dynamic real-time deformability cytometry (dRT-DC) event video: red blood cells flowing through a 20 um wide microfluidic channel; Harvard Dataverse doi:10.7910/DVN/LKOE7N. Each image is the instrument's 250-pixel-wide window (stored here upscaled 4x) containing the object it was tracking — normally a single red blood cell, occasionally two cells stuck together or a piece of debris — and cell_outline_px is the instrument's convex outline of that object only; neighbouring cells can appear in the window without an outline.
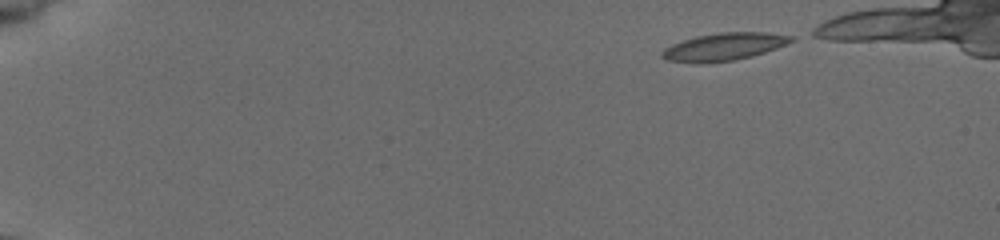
{"species": "common noctule bat (a hibernating species)", "species_latin": "Nyctalus noctula", "temperature_condition": "cold", "stored_images_in_passage": 44, "camera_frame_rate_fps": 3000, "um_per_image_px": 0.085, "animal": {"sex": "female", "body_mass_g": 19.5, "forearm_length_mm": 54.1}, "frame": {"image": 1, "passage_image": 1, "time_ms": 0.0, "image_size_px": [1000, 240], "cell_outline_px": [[796, 40], [776, 48], [752, 56], [732, 60], [704, 64], [696, 64], [668, 60], [660, 56], [660, 52], [664, 48], [672, 44], [696, 36], [720, 32], [764, 32], [796, 36]], "centroid_in_image_um": [61.53, 3.97], "position_along_channel_um": 23.5, "area_um2": 20.92}}
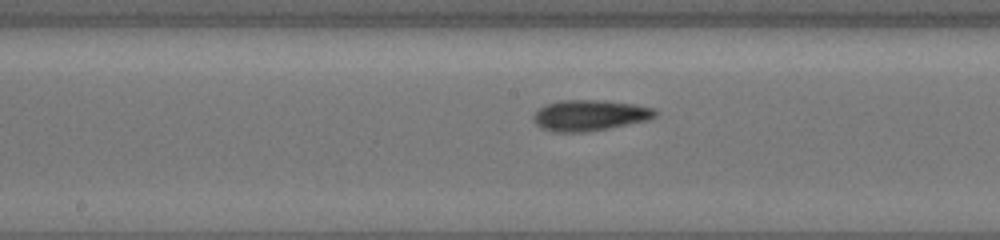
{"frame": {"image": 2, "passage_image": 24, "time_ms": 7.667, "image_size_px": [1000, 240], "cell_outline_px": [[656, 116], [648, 120], [608, 128], [584, 132], [552, 132], [536, 124], [532, 120], [532, 116], [540, 108], [548, 104], [560, 100], [604, 100], [636, 104], [652, 108], [656, 112]], "centroid_in_image_um": [50.12, 9.8], "position_along_channel_um": 198.1, "area_um2": 21.79}}
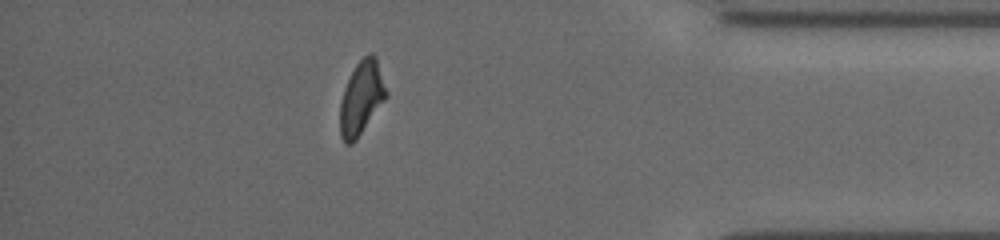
{"frame": {"image": 3, "passage_image": 42, "time_ms": 13.667, "image_size_px": [1000, 240], "cell_outline_px": [[388, 96], [356, 140], [352, 144], [344, 144], [340, 136], [340, 104], [344, 88], [356, 64], [368, 52], [372, 52], [376, 56], [388, 92]], "centroid_in_image_um": [30.73, 8.32], "position_along_channel_um": 404.5, "area_um2": 19.88}}